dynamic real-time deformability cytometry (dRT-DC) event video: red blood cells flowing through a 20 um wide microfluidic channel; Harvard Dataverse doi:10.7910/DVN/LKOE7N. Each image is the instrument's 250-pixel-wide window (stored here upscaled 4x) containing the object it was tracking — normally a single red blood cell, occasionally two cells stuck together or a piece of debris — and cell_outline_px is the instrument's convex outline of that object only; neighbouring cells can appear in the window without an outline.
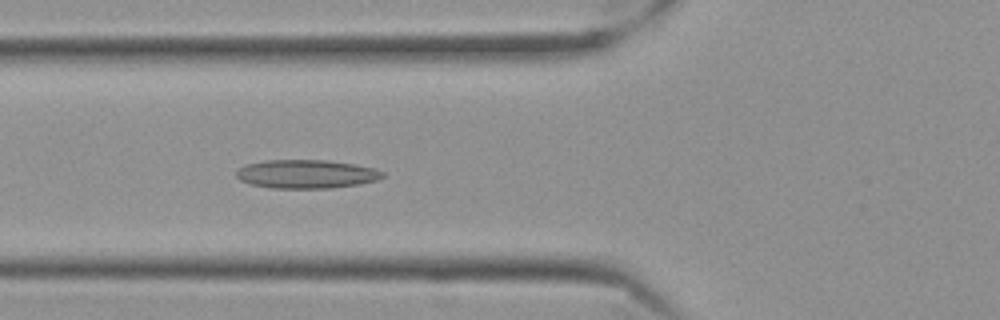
{"species": "Egyptian fruit bat (a non-hibernating species)", "species_latin": "Rousettus aegyptiacus", "temperature_condition": "cold", "stored_images_in_passage": 28, "camera_frame_rate_fps": 3000, "um_per_image_px": 0.085, "frame": {"image": 1, "passage_image": 8, "time_ms": 2.333, "image_size_px": [1000, 320], "cell_outline_px": [[384, 176], [376, 180], [360, 184], [328, 188], [272, 188], [248, 184], [240, 180], [236, 176], [236, 172], [240, 168], [248, 164], [264, 160], [324, 160], [352, 164], [376, 168], [384, 172]], "centroid_in_image_um": [26.03, 14.8], "position_along_channel_um": 99.8, "area_um2": 24.33}}
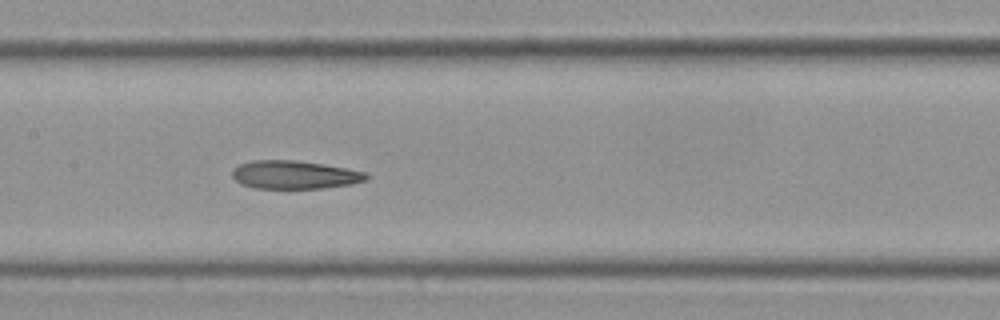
{"frame": {"image": 2, "passage_image": 15, "time_ms": 4.667, "image_size_px": [1000, 320], "cell_outline_px": [[368, 176], [364, 180], [352, 184], [320, 188], [256, 188], [240, 184], [232, 176], [232, 172], [240, 164], [252, 160], [296, 160], [324, 164], [368, 172]], "centroid_in_image_um": [25.04, 14.85], "position_along_channel_um": 182.4, "area_um2": 21.96}}
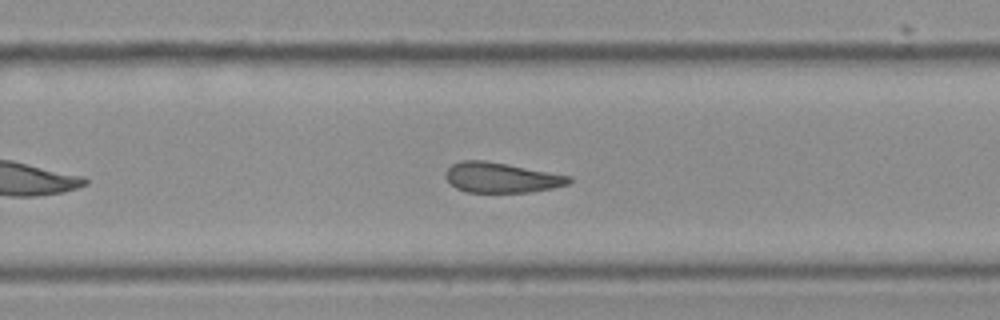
{"frame": {"image": 3, "passage_image": 24, "time_ms": 7.667, "image_size_px": [1000, 320], "cell_outline_px": [[572, 180], [568, 184], [552, 188], [528, 192], [464, 192], [456, 188], [444, 176], [444, 172], [452, 164], [460, 160], [484, 160], [572, 176]], "centroid_in_image_um": [42.58, 15.09], "position_along_channel_um": 287.2, "area_um2": 21.62}}